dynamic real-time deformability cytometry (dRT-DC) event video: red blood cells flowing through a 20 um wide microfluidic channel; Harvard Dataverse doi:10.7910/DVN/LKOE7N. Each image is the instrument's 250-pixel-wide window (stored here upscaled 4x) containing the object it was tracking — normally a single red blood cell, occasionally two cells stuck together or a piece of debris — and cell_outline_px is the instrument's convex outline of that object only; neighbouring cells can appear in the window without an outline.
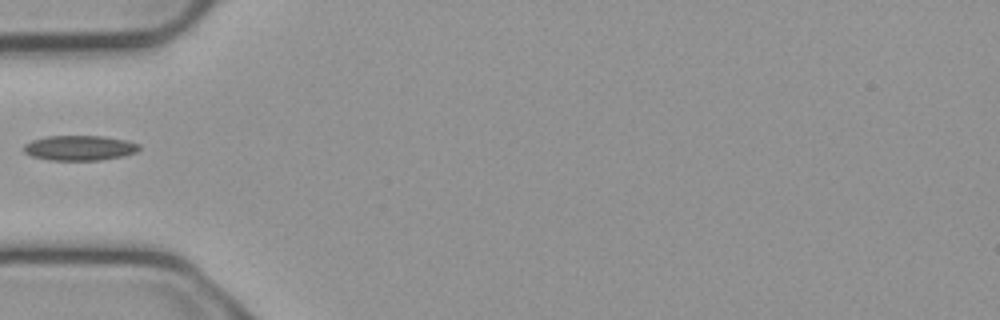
{"species": "common noctule bat (a hibernating species)", "species_latin": "Nyctalus noctula", "temperature_condition": "cold", "stored_images_in_passage": 1, "camera_frame_rate_fps": 3000, "um_per_image_px": 0.085, "animal": {"sex": "male", "body_mass_g": 23.1, "forearm_length_mm": 52.7}, "frame": {"image": 1, "passage_image": 1, "time_ms": 0.0, "image_size_px": [1000, 320], "cell_outline_px": [[140, 148], [136, 152], [124, 156], [100, 160], [52, 160], [32, 156], [24, 152], [24, 144], [32, 140], [48, 136], [104, 136], [128, 140], [140, 144]], "centroid_in_image_um": [6.8, 12.57], "position_along_channel_um": 78.2, "area_um2": 16.88}}